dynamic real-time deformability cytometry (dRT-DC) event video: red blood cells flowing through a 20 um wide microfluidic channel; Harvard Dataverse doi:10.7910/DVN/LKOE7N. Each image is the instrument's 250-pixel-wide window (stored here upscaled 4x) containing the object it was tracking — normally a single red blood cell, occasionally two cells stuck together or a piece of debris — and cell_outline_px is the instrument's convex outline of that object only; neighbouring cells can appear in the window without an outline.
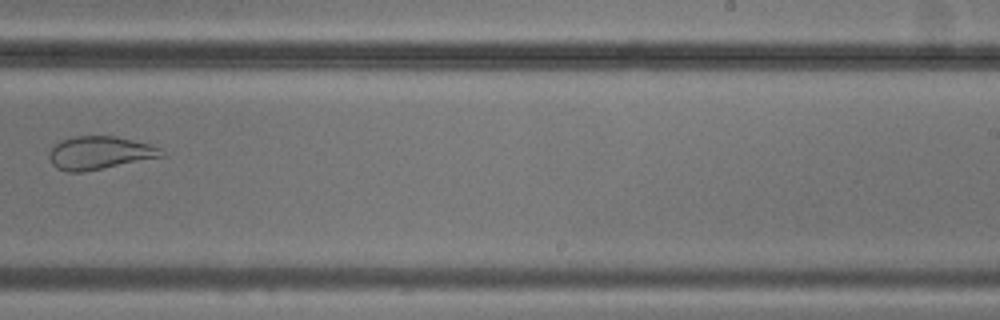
{"species": "common noctule bat (a hibernating species)", "species_latin": "Nyctalus noctula", "temperature_condition": "cold", "stored_images_in_passage": 8, "camera_frame_rate_fps": 3000, "um_per_image_px": 0.085, "animal": {"sex": "male", "body_mass_g": 20.5, "forearm_length_mm": 52.5}, "frame": {"image": 1, "passage_image": 7, "time_ms": 7.0, "image_size_px": [1000, 320], "cell_outline_px": [[164, 156], [84, 172], [68, 172], [56, 168], [52, 164], [48, 156], [48, 152], [52, 144], [60, 140], [72, 136], [112, 136], [132, 140], [148, 144], [160, 148], [164, 152]], "centroid_in_image_um": [8.39, 12.99], "position_along_channel_um": 280.6, "area_um2": 21.73}}